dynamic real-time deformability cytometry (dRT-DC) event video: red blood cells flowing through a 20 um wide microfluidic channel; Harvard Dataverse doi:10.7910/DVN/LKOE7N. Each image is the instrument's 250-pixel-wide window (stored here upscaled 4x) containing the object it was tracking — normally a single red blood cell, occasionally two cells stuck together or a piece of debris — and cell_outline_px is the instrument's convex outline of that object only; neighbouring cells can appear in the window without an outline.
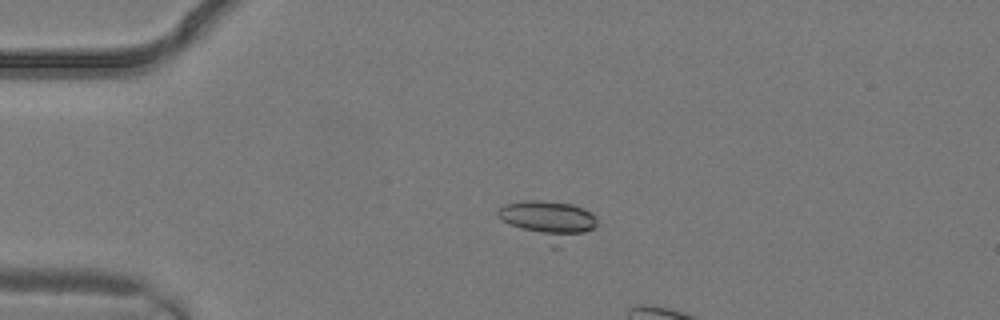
{"species": "common noctule bat (a hibernating species)", "species_latin": "Nyctalus noctula", "temperature_condition": "warm", "stored_images_in_passage": 3, "camera_frame_rate_fps": 3000, "um_per_image_px": 0.085, "animal": {"sex": "male", "body_mass_g": 19.2, "forearm_length_mm": 51.8}, "frame": {"image": 1, "passage_image": 2, "time_ms": 0.333, "image_size_px": [1000, 320], "cell_outline_px": [[596, 224], [592, 228], [560, 248], [552, 248], [500, 220], [496, 216], [496, 208], [504, 204], [524, 200], [536, 200], [572, 204], [584, 208], [596, 216]], "centroid_in_image_um": [46.54, 18.75], "position_along_channel_um": 38.5, "area_um2": 22.89}}